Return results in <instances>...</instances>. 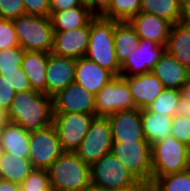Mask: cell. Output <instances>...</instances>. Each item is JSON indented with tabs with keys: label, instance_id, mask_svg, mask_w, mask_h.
Listing matches in <instances>:
<instances>
[{
	"label": "cell",
	"instance_id": "cell-1",
	"mask_svg": "<svg viewBox=\"0 0 190 191\" xmlns=\"http://www.w3.org/2000/svg\"><path fill=\"white\" fill-rule=\"evenodd\" d=\"M7 117L27 132L43 129L53 122L52 97L36 90L15 93Z\"/></svg>",
	"mask_w": 190,
	"mask_h": 191
},
{
	"label": "cell",
	"instance_id": "cell-2",
	"mask_svg": "<svg viewBox=\"0 0 190 191\" xmlns=\"http://www.w3.org/2000/svg\"><path fill=\"white\" fill-rule=\"evenodd\" d=\"M115 20L95 16L90 21V41L85 57L115 77L120 76V63L114 46Z\"/></svg>",
	"mask_w": 190,
	"mask_h": 191
},
{
	"label": "cell",
	"instance_id": "cell-3",
	"mask_svg": "<svg viewBox=\"0 0 190 191\" xmlns=\"http://www.w3.org/2000/svg\"><path fill=\"white\" fill-rule=\"evenodd\" d=\"M52 191H83L90 183V165L75 152L64 151L47 169Z\"/></svg>",
	"mask_w": 190,
	"mask_h": 191
},
{
	"label": "cell",
	"instance_id": "cell-4",
	"mask_svg": "<svg viewBox=\"0 0 190 191\" xmlns=\"http://www.w3.org/2000/svg\"><path fill=\"white\" fill-rule=\"evenodd\" d=\"M12 22L19 46L24 50L52 52L54 31L50 17L25 14Z\"/></svg>",
	"mask_w": 190,
	"mask_h": 191
},
{
	"label": "cell",
	"instance_id": "cell-5",
	"mask_svg": "<svg viewBox=\"0 0 190 191\" xmlns=\"http://www.w3.org/2000/svg\"><path fill=\"white\" fill-rule=\"evenodd\" d=\"M151 164L152 178L188 169L187 145L173 136L151 144Z\"/></svg>",
	"mask_w": 190,
	"mask_h": 191
},
{
	"label": "cell",
	"instance_id": "cell-6",
	"mask_svg": "<svg viewBox=\"0 0 190 191\" xmlns=\"http://www.w3.org/2000/svg\"><path fill=\"white\" fill-rule=\"evenodd\" d=\"M111 151L141 184L150 186L152 164L151 144L148 141L113 142Z\"/></svg>",
	"mask_w": 190,
	"mask_h": 191
},
{
	"label": "cell",
	"instance_id": "cell-7",
	"mask_svg": "<svg viewBox=\"0 0 190 191\" xmlns=\"http://www.w3.org/2000/svg\"><path fill=\"white\" fill-rule=\"evenodd\" d=\"M90 180L91 183L104 186L112 191H126L141 184L121 164L112 151L90 165Z\"/></svg>",
	"mask_w": 190,
	"mask_h": 191
},
{
	"label": "cell",
	"instance_id": "cell-8",
	"mask_svg": "<svg viewBox=\"0 0 190 191\" xmlns=\"http://www.w3.org/2000/svg\"><path fill=\"white\" fill-rule=\"evenodd\" d=\"M111 126L107 117H95L89 131L74 151L88 165L101 159L112 150Z\"/></svg>",
	"mask_w": 190,
	"mask_h": 191
},
{
	"label": "cell",
	"instance_id": "cell-9",
	"mask_svg": "<svg viewBox=\"0 0 190 191\" xmlns=\"http://www.w3.org/2000/svg\"><path fill=\"white\" fill-rule=\"evenodd\" d=\"M95 117L88 113H53L52 124L63 151L74 152L79 147Z\"/></svg>",
	"mask_w": 190,
	"mask_h": 191
},
{
	"label": "cell",
	"instance_id": "cell-10",
	"mask_svg": "<svg viewBox=\"0 0 190 191\" xmlns=\"http://www.w3.org/2000/svg\"><path fill=\"white\" fill-rule=\"evenodd\" d=\"M63 152L53 124L30 132L29 159L33 168L48 169Z\"/></svg>",
	"mask_w": 190,
	"mask_h": 191
},
{
	"label": "cell",
	"instance_id": "cell-11",
	"mask_svg": "<svg viewBox=\"0 0 190 191\" xmlns=\"http://www.w3.org/2000/svg\"><path fill=\"white\" fill-rule=\"evenodd\" d=\"M136 108L127 81L117 76L95 95L96 117H107L113 113Z\"/></svg>",
	"mask_w": 190,
	"mask_h": 191
},
{
	"label": "cell",
	"instance_id": "cell-12",
	"mask_svg": "<svg viewBox=\"0 0 190 191\" xmlns=\"http://www.w3.org/2000/svg\"><path fill=\"white\" fill-rule=\"evenodd\" d=\"M164 51L165 46L151 40L140 39L139 46L120 65V76L129 77L151 72Z\"/></svg>",
	"mask_w": 190,
	"mask_h": 191
},
{
	"label": "cell",
	"instance_id": "cell-13",
	"mask_svg": "<svg viewBox=\"0 0 190 191\" xmlns=\"http://www.w3.org/2000/svg\"><path fill=\"white\" fill-rule=\"evenodd\" d=\"M53 113L95 114V95L75 82L52 97Z\"/></svg>",
	"mask_w": 190,
	"mask_h": 191
},
{
	"label": "cell",
	"instance_id": "cell-14",
	"mask_svg": "<svg viewBox=\"0 0 190 191\" xmlns=\"http://www.w3.org/2000/svg\"><path fill=\"white\" fill-rule=\"evenodd\" d=\"M107 118L111 126L112 142L147 141L143 133L139 108L118 111Z\"/></svg>",
	"mask_w": 190,
	"mask_h": 191
},
{
	"label": "cell",
	"instance_id": "cell-15",
	"mask_svg": "<svg viewBox=\"0 0 190 191\" xmlns=\"http://www.w3.org/2000/svg\"><path fill=\"white\" fill-rule=\"evenodd\" d=\"M90 41V23L70 31L54 32L52 53L61 57H84Z\"/></svg>",
	"mask_w": 190,
	"mask_h": 191
},
{
	"label": "cell",
	"instance_id": "cell-16",
	"mask_svg": "<svg viewBox=\"0 0 190 191\" xmlns=\"http://www.w3.org/2000/svg\"><path fill=\"white\" fill-rule=\"evenodd\" d=\"M76 59L49 53L46 69V95L55 96L59 91L74 83Z\"/></svg>",
	"mask_w": 190,
	"mask_h": 191
},
{
	"label": "cell",
	"instance_id": "cell-17",
	"mask_svg": "<svg viewBox=\"0 0 190 191\" xmlns=\"http://www.w3.org/2000/svg\"><path fill=\"white\" fill-rule=\"evenodd\" d=\"M123 78L127 81L135 107L140 110L149 107L164 89L152 71Z\"/></svg>",
	"mask_w": 190,
	"mask_h": 191
},
{
	"label": "cell",
	"instance_id": "cell-18",
	"mask_svg": "<svg viewBox=\"0 0 190 191\" xmlns=\"http://www.w3.org/2000/svg\"><path fill=\"white\" fill-rule=\"evenodd\" d=\"M115 76L88 58L76 59L74 82L96 95Z\"/></svg>",
	"mask_w": 190,
	"mask_h": 191
},
{
	"label": "cell",
	"instance_id": "cell-19",
	"mask_svg": "<svg viewBox=\"0 0 190 191\" xmlns=\"http://www.w3.org/2000/svg\"><path fill=\"white\" fill-rule=\"evenodd\" d=\"M140 39L166 46L172 24L153 14L140 12L129 20Z\"/></svg>",
	"mask_w": 190,
	"mask_h": 191
},
{
	"label": "cell",
	"instance_id": "cell-20",
	"mask_svg": "<svg viewBox=\"0 0 190 191\" xmlns=\"http://www.w3.org/2000/svg\"><path fill=\"white\" fill-rule=\"evenodd\" d=\"M153 74L161 81L164 88L181 89L190 76V70L180 64L166 50L155 64Z\"/></svg>",
	"mask_w": 190,
	"mask_h": 191
},
{
	"label": "cell",
	"instance_id": "cell-21",
	"mask_svg": "<svg viewBox=\"0 0 190 191\" xmlns=\"http://www.w3.org/2000/svg\"><path fill=\"white\" fill-rule=\"evenodd\" d=\"M49 53L25 51L21 68L28 77L33 90L46 94V69Z\"/></svg>",
	"mask_w": 190,
	"mask_h": 191
},
{
	"label": "cell",
	"instance_id": "cell-22",
	"mask_svg": "<svg viewBox=\"0 0 190 191\" xmlns=\"http://www.w3.org/2000/svg\"><path fill=\"white\" fill-rule=\"evenodd\" d=\"M29 136L30 132L8 121L1 130L0 150L21 158H29Z\"/></svg>",
	"mask_w": 190,
	"mask_h": 191
},
{
	"label": "cell",
	"instance_id": "cell-23",
	"mask_svg": "<svg viewBox=\"0 0 190 191\" xmlns=\"http://www.w3.org/2000/svg\"><path fill=\"white\" fill-rule=\"evenodd\" d=\"M95 16L89 7H74L61 11H50L54 32L70 31L87 26Z\"/></svg>",
	"mask_w": 190,
	"mask_h": 191
},
{
	"label": "cell",
	"instance_id": "cell-24",
	"mask_svg": "<svg viewBox=\"0 0 190 191\" xmlns=\"http://www.w3.org/2000/svg\"><path fill=\"white\" fill-rule=\"evenodd\" d=\"M165 50L190 70V26L182 22L173 24Z\"/></svg>",
	"mask_w": 190,
	"mask_h": 191
},
{
	"label": "cell",
	"instance_id": "cell-25",
	"mask_svg": "<svg viewBox=\"0 0 190 191\" xmlns=\"http://www.w3.org/2000/svg\"><path fill=\"white\" fill-rule=\"evenodd\" d=\"M141 121L145 139L153 144L171 136L173 117L149 111L141 110Z\"/></svg>",
	"mask_w": 190,
	"mask_h": 191
},
{
	"label": "cell",
	"instance_id": "cell-26",
	"mask_svg": "<svg viewBox=\"0 0 190 191\" xmlns=\"http://www.w3.org/2000/svg\"><path fill=\"white\" fill-rule=\"evenodd\" d=\"M33 169L29 158H21L15 154L0 151L1 179L21 185Z\"/></svg>",
	"mask_w": 190,
	"mask_h": 191
},
{
	"label": "cell",
	"instance_id": "cell-27",
	"mask_svg": "<svg viewBox=\"0 0 190 191\" xmlns=\"http://www.w3.org/2000/svg\"><path fill=\"white\" fill-rule=\"evenodd\" d=\"M140 44L135 28L129 21L115 20L114 46L120 65L129 57Z\"/></svg>",
	"mask_w": 190,
	"mask_h": 191
},
{
	"label": "cell",
	"instance_id": "cell-28",
	"mask_svg": "<svg viewBox=\"0 0 190 191\" xmlns=\"http://www.w3.org/2000/svg\"><path fill=\"white\" fill-rule=\"evenodd\" d=\"M184 0H141L140 12L158 16L172 25L181 22Z\"/></svg>",
	"mask_w": 190,
	"mask_h": 191
},
{
	"label": "cell",
	"instance_id": "cell-29",
	"mask_svg": "<svg viewBox=\"0 0 190 191\" xmlns=\"http://www.w3.org/2000/svg\"><path fill=\"white\" fill-rule=\"evenodd\" d=\"M181 91L176 88H164L155 101L147 107L149 111L174 117L181 113Z\"/></svg>",
	"mask_w": 190,
	"mask_h": 191
},
{
	"label": "cell",
	"instance_id": "cell-30",
	"mask_svg": "<svg viewBox=\"0 0 190 191\" xmlns=\"http://www.w3.org/2000/svg\"><path fill=\"white\" fill-rule=\"evenodd\" d=\"M149 191H190V168L152 178Z\"/></svg>",
	"mask_w": 190,
	"mask_h": 191
},
{
	"label": "cell",
	"instance_id": "cell-31",
	"mask_svg": "<svg viewBox=\"0 0 190 191\" xmlns=\"http://www.w3.org/2000/svg\"><path fill=\"white\" fill-rule=\"evenodd\" d=\"M141 0H113L110 7L101 15L104 18L129 21L140 13Z\"/></svg>",
	"mask_w": 190,
	"mask_h": 191
},
{
	"label": "cell",
	"instance_id": "cell-32",
	"mask_svg": "<svg viewBox=\"0 0 190 191\" xmlns=\"http://www.w3.org/2000/svg\"><path fill=\"white\" fill-rule=\"evenodd\" d=\"M20 186L21 191H52L47 169L34 168Z\"/></svg>",
	"mask_w": 190,
	"mask_h": 191
},
{
	"label": "cell",
	"instance_id": "cell-33",
	"mask_svg": "<svg viewBox=\"0 0 190 191\" xmlns=\"http://www.w3.org/2000/svg\"><path fill=\"white\" fill-rule=\"evenodd\" d=\"M25 51L20 46L0 50V72L20 70Z\"/></svg>",
	"mask_w": 190,
	"mask_h": 191
},
{
	"label": "cell",
	"instance_id": "cell-34",
	"mask_svg": "<svg viewBox=\"0 0 190 191\" xmlns=\"http://www.w3.org/2000/svg\"><path fill=\"white\" fill-rule=\"evenodd\" d=\"M0 76L4 79V83L11 86L15 93L33 90L22 68L20 70L2 71Z\"/></svg>",
	"mask_w": 190,
	"mask_h": 191
},
{
	"label": "cell",
	"instance_id": "cell-35",
	"mask_svg": "<svg viewBox=\"0 0 190 191\" xmlns=\"http://www.w3.org/2000/svg\"><path fill=\"white\" fill-rule=\"evenodd\" d=\"M171 136L182 143H190V120L182 113L173 117L171 125Z\"/></svg>",
	"mask_w": 190,
	"mask_h": 191
},
{
	"label": "cell",
	"instance_id": "cell-36",
	"mask_svg": "<svg viewBox=\"0 0 190 191\" xmlns=\"http://www.w3.org/2000/svg\"><path fill=\"white\" fill-rule=\"evenodd\" d=\"M19 46L12 20L0 18V50Z\"/></svg>",
	"mask_w": 190,
	"mask_h": 191
},
{
	"label": "cell",
	"instance_id": "cell-37",
	"mask_svg": "<svg viewBox=\"0 0 190 191\" xmlns=\"http://www.w3.org/2000/svg\"><path fill=\"white\" fill-rule=\"evenodd\" d=\"M25 15L23 0H0V18L14 20Z\"/></svg>",
	"mask_w": 190,
	"mask_h": 191
},
{
	"label": "cell",
	"instance_id": "cell-38",
	"mask_svg": "<svg viewBox=\"0 0 190 191\" xmlns=\"http://www.w3.org/2000/svg\"><path fill=\"white\" fill-rule=\"evenodd\" d=\"M25 14L50 17V0H23Z\"/></svg>",
	"mask_w": 190,
	"mask_h": 191
},
{
	"label": "cell",
	"instance_id": "cell-39",
	"mask_svg": "<svg viewBox=\"0 0 190 191\" xmlns=\"http://www.w3.org/2000/svg\"><path fill=\"white\" fill-rule=\"evenodd\" d=\"M4 82L0 76V108L7 113L15 97V92L11 86Z\"/></svg>",
	"mask_w": 190,
	"mask_h": 191
},
{
	"label": "cell",
	"instance_id": "cell-40",
	"mask_svg": "<svg viewBox=\"0 0 190 191\" xmlns=\"http://www.w3.org/2000/svg\"><path fill=\"white\" fill-rule=\"evenodd\" d=\"M74 7H88L82 0H50V11H61Z\"/></svg>",
	"mask_w": 190,
	"mask_h": 191
},
{
	"label": "cell",
	"instance_id": "cell-41",
	"mask_svg": "<svg viewBox=\"0 0 190 191\" xmlns=\"http://www.w3.org/2000/svg\"><path fill=\"white\" fill-rule=\"evenodd\" d=\"M113 0H87L85 4L96 15L101 16L111 5Z\"/></svg>",
	"mask_w": 190,
	"mask_h": 191
},
{
	"label": "cell",
	"instance_id": "cell-42",
	"mask_svg": "<svg viewBox=\"0 0 190 191\" xmlns=\"http://www.w3.org/2000/svg\"><path fill=\"white\" fill-rule=\"evenodd\" d=\"M0 191H21L20 184L0 178Z\"/></svg>",
	"mask_w": 190,
	"mask_h": 191
},
{
	"label": "cell",
	"instance_id": "cell-43",
	"mask_svg": "<svg viewBox=\"0 0 190 191\" xmlns=\"http://www.w3.org/2000/svg\"><path fill=\"white\" fill-rule=\"evenodd\" d=\"M181 22L190 26V0H184Z\"/></svg>",
	"mask_w": 190,
	"mask_h": 191
},
{
	"label": "cell",
	"instance_id": "cell-44",
	"mask_svg": "<svg viewBox=\"0 0 190 191\" xmlns=\"http://www.w3.org/2000/svg\"><path fill=\"white\" fill-rule=\"evenodd\" d=\"M182 103H190V76L185 84L181 87Z\"/></svg>",
	"mask_w": 190,
	"mask_h": 191
},
{
	"label": "cell",
	"instance_id": "cell-45",
	"mask_svg": "<svg viewBox=\"0 0 190 191\" xmlns=\"http://www.w3.org/2000/svg\"><path fill=\"white\" fill-rule=\"evenodd\" d=\"M83 191H112L104 186L90 183Z\"/></svg>",
	"mask_w": 190,
	"mask_h": 191
},
{
	"label": "cell",
	"instance_id": "cell-46",
	"mask_svg": "<svg viewBox=\"0 0 190 191\" xmlns=\"http://www.w3.org/2000/svg\"><path fill=\"white\" fill-rule=\"evenodd\" d=\"M181 113L190 120V103H182Z\"/></svg>",
	"mask_w": 190,
	"mask_h": 191
},
{
	"label": "cell",
	"instance_id": "cell-47",
	"mask_svg": "<svg viewBox=\"0 0 190 191\" xmlns=\"http://www.w3.org/2000/svg\"><path fill=\"white\" fill-rule=\"evenodd\" d=\"M8 122L7 113L0 108V126Z\"/></svg>",
	"mask_w": 190,
	"mask_h": 191
},
{
	"label": "cell",
	"instance_id": "cell-48",
	"mask_svg": "<svg viewBox=\"0 0 190 191\" xmlns=\"http://www.w3.org/2000/svg\"><path fill=\"white\" fill-rule=\"evenodd\" d=\"M126 191H149V187L143 184H140L138 187L130 189V190H126Z\"/></svg>",
	"mask_w": 190,
	"mask_h": 191
},
{
	"label": "cell",
	"instance_id": "cell-49",
	"mask_svg": "<svg viewBox=\"0 0 190 191\" xmlns=\"http://www.w3.org/2000/svg\"><path fill=\"white\" fill-rule=\"evenodd\" d=\"M187 150H188V163L190 168V143L187 145Z\"/></svg>",
	"mask_w": 190,
	"mask_h": 191
}]
</instances>
